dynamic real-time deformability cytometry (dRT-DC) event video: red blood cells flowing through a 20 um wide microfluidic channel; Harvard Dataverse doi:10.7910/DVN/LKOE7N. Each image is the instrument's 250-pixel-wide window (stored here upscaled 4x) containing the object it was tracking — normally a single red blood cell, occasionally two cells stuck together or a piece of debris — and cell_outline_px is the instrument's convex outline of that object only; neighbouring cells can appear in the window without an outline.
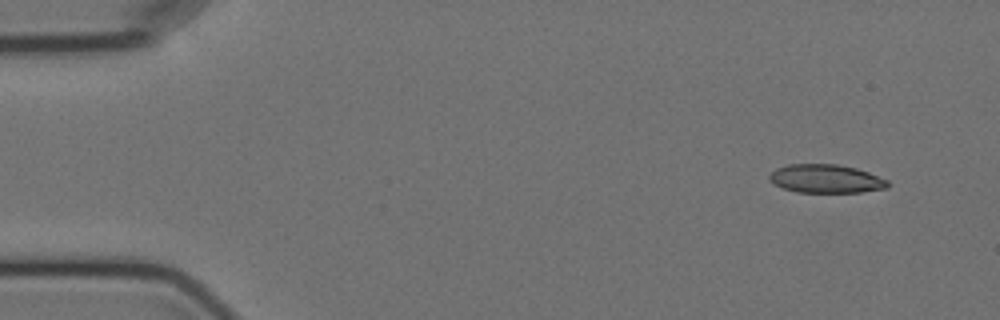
{"species": "Egyptian fruit bat (a non-hibernating species)", "species_latin": "Rousettus aegyptiacus", "temperature_condition": "cold", "stored_images_in_passage": 4, "camera_frame_rate_fps": 3000, "um_per_image_px": 0.085, "animal": {"sex": "female"}, "frame": {"image": 1, "passage_image": 1, "time_ms": 0.0, "image_size_px": [1000, 320], "cell_outline_px": [[888, 188], [860, 192], [796, 192], [784, 188], [768, 180], [768, 176], [776, 168], [788, 164], [836, 164], [856, 168], [868, 172], [888, 180]], "centroid_in_image_um": [70.2, 15.19], "position_along_channel_um": 14.8, "area_um2": 19.59}}
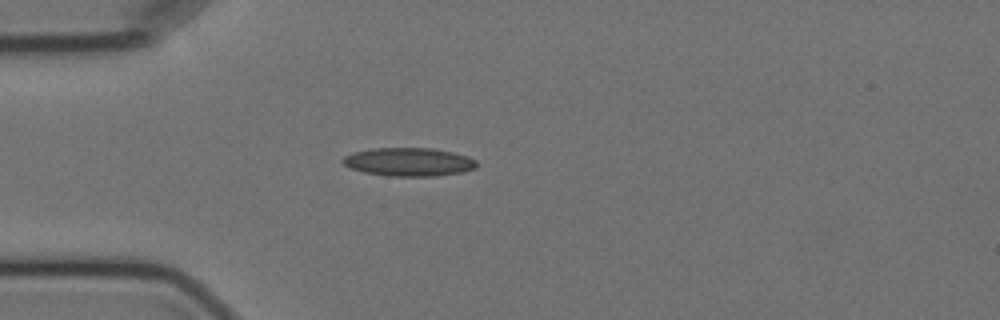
{"frame": {"image": 2, "passage_image": 4, "time_ms": 3.667, "image_size_px": [1000, 320], "cell_outline_px": [[480, 164], [476, 168], [464, 172], [436, 176], [388, 176], [364, 172], [348, 168], [340, 160], [344, 156], [352, 152], [372, 148], [432, 148], [452, 152], [468, 156], [476, 160]], "centroid_in_image_um": [34.76, 13.76], "position_along_channel_um": 50.2, "area_um2": 22.48}}